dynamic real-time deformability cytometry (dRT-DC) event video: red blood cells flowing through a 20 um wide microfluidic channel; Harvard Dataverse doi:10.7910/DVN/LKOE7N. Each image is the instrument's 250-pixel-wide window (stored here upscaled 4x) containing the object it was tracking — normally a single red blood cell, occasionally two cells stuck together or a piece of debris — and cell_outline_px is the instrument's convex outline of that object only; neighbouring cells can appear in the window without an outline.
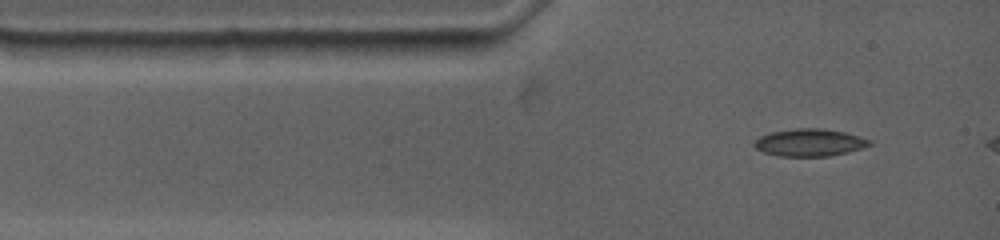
{"species": "common noctule bat (a hibernating species)", "species_latin": "Nyctalus noctula", "temperature_condition": "warm", "stored_images_in_passage": 24, "camera_frame_rate_fps": 4500, "um_per_image_px": 0.085, "animal": {"sex": "female", "body_mass_g": 19.0, "forearm_length_mm": 53.3}, "frame": {"image": 1, "passage_image": 1, "time_ms": 0.0, "image_size_px": [1000, 240], "cell_outline_px": [[872, 144], [848, 152], [828, 156], [776, 156], [764, 152], [756, 148], [752, 144], [760, 136], [772, 132], [796, 128], [820, 128], [844, 132], [872, 140]], "centroid_in_image_um": [68.8, 12.12], "position_along_channel_um": 16.2, "area_um2": 18.26}}
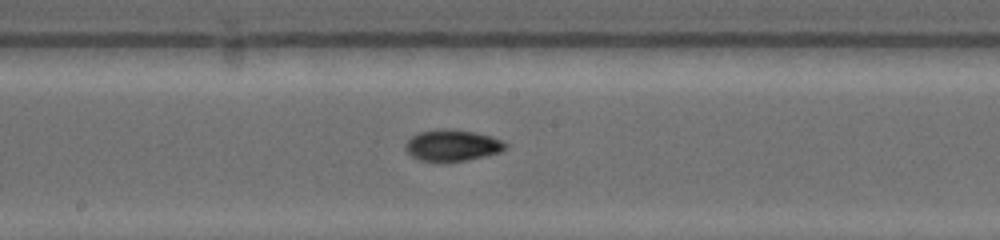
{"frame": {"image": 2, "passage_image": 14, "time_ms": 5.778, "image_size_px": [1000, 240], "cell_outline_px": [[508, 148], [500, 152], [468, 160], [420, 160], [412, 156], [404, 148], [404, 144], [412, 136], [420, 132], [436, 128], [448, 128], [476, 132], [492, 136], [504, 140], [508, 144]], "centroid_in_image_um": [38.49, 12.32], "position_along_channel_um": 209.7, "area_um2": 18.32}}
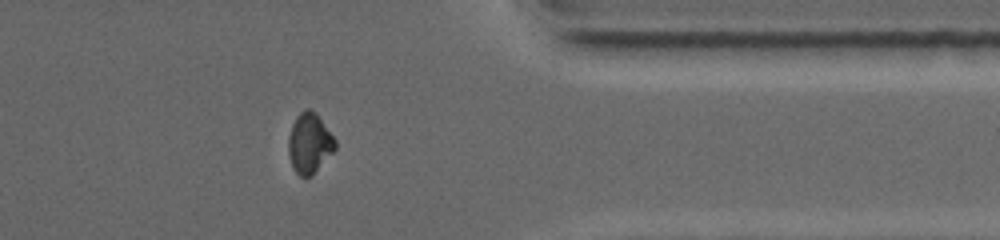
{"frame": {"image": 3, "passage_image": 23, "time_ms": 10.889, "image_size_px": [1000, 240], "cell_outline_px": [[336, 148], [312, 176], [300, 176], [292, 168], [288, 156], [288, 136], [292, 124], [296, 116], [300, 112], [308, 108], [316, 112], [336, 140]], "centroid_in_image_um": [26.29, 12.17], "position_along_channel_um": 385.1, "area_um2": 16.53}}